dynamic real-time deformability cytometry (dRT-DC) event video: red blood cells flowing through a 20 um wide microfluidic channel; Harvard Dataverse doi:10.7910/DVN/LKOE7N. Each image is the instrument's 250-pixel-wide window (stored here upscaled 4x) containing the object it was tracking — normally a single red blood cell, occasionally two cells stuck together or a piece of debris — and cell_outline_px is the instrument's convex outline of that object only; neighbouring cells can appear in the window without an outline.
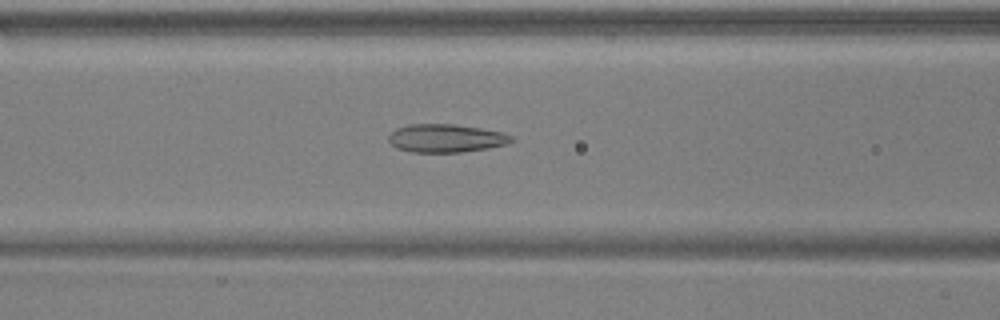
{"species": "common noctule bat (a hibernating species)", "species_latin": "Nyctalus noctula", "temperature_condition": "warm", "stored_images_in_passage": 53, "camera_frame_rate_fps": 3000, "um_per_image_px": 0.085, "animal": {"sex": "male", "body_mass_g": 17.9, "forearm_length_mm": 54.2}, "frame": {"image": 1, "passage_image": 21, "time_ms": 6.667, "image_size_px": [1000, 320], "cell_outline_px": [[512, 140], [508, 144], [488, 148], [460, 152], [412, 152], [396, 148], [388, 140], [388, 136], [396, 128], [408, 124], [452, 124], [480, 128], [504, 132], [512, 136]], "centroid_in_image_um": [37.89, 11.75], "position_along_channel_um": 128.7, "area_um2": 20.17}}
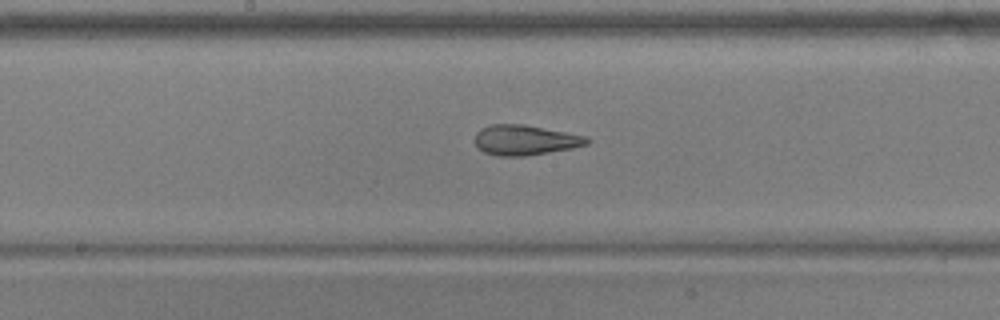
{"frame": {"image": 2, "passage_image": 27, "time_ms": 8.667, "image_size_px": [1000, 320], "cell_outline_px": [[592, 140], [588, 144], [572, 148], [524, 156], [496, 156], [484, 152], [476, 148], [476, 132], [480, 128], [492, 124], [524, 124], [588, 136]], "centroid_in_image_um": [44.64, 11.9], "position_along_channel_um": 203.6, "area_um2": 19.83}}
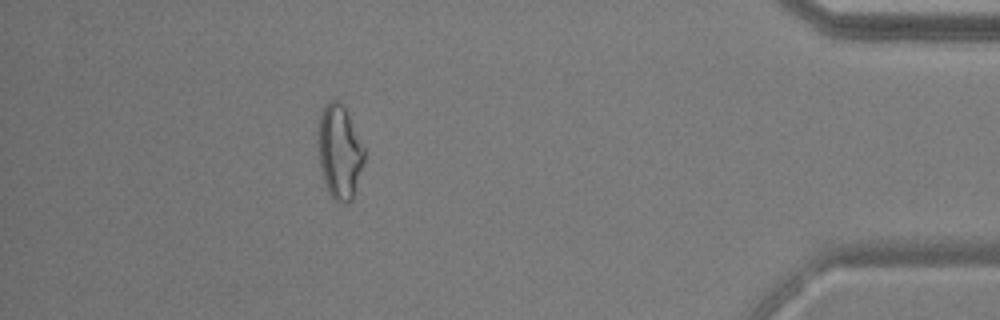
{"frame": {"image": 3, "passage_image": 47, "time_ms": 15.333, "image_size_px": [1000, 320], "cell_outline_px": [[364, 160], [352, 200], [344, 204], [340, 204], [332, 200], [328, 192], [320, 168], [320, 116], [324, 104], [332, 100], [336, 100], [344, 108], [364, 148]], "centroid_in_image_um": [28.87, 12.99], "position_along_channel_um": 406.3, "area_um2": 24.45}, "authors_computed_cell_mechanics": {"area_um2": 22.7154, "velocity_mm_per_s": 3.7413, "shape_relaxation_time_tau1_ms": null, "shape_relaxation_time_tau2_ms": 1.6005, "deformation_change_tau1": null, "deformation_change_tau2": 0.0985}}